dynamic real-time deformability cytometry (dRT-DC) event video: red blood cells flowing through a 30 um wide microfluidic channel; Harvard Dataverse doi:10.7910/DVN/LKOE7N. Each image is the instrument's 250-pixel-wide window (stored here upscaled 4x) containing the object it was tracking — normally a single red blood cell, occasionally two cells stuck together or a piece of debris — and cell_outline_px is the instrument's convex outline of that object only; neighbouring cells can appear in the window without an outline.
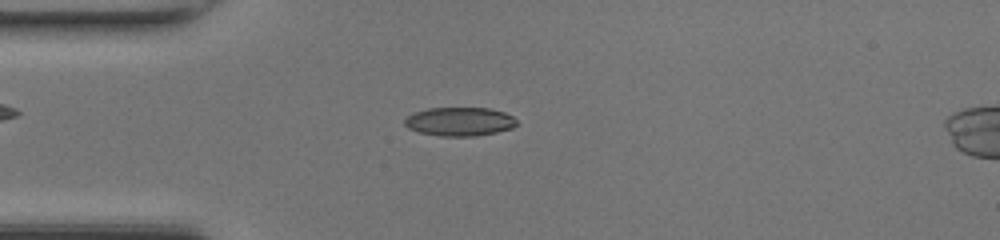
{"species": "common noctule bat (a hibernating species)", "species_latin": "Nyctalus noctula", "temperature_condition": "room temperature", "stored_images_in_passage": 47, "camera_frame_rate_fps": 3000, "um_per_image_px": 0.085, "animal": {"sex": "female", "body_mass_g": 17.0, "forearm_length_mm": 48.0}, "frame": {"image": 1, "passage_image": 12, "time_ms": 3.667, "image_size_px": [1000, 240], "cell_outline_px": [[516, 124], [512, 128], [496, 132], [476, 136], [440, 136], [420, 132], [408, 128], [404, 124], [404, 120], [408, 116], [416, 112], [428, 108], [488, 108], [504, 112], [512, 116], [516, 120]], "centroid_in_image_um": [39.06, 10.33], "position_along_channel_um": 45.9, "area_um2": 18.61}}
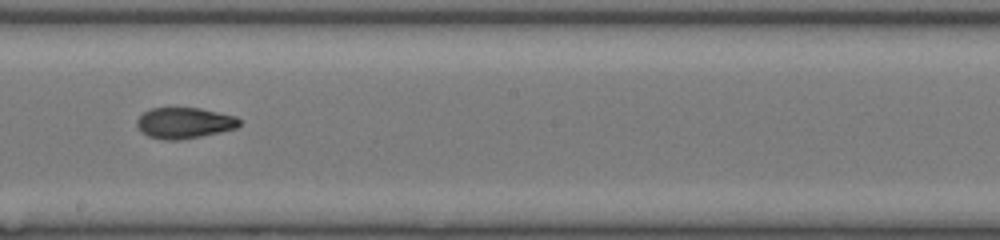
{"frame": {"image": 2, "passage_image": 26, "time_ms": 8.333, "image_size_px": [1000, 240], "cell_outline_px": [[240, 124], [236, 128], [220, 132], [180, 140], [164, 140], [148, 136], [136, 124], [136, 120], [144, 112], [152, 108], [200, 108], [236, 116], [240, 120]], "centroid_in_image_um": [15.68, 10.45], "position_along_channel_um": 232.5, "area_um2": 18.32}}
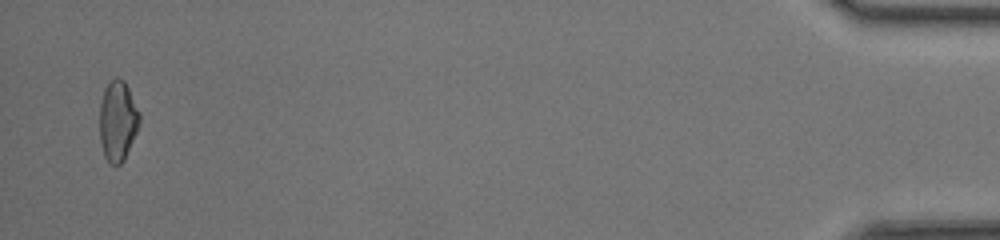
{"frame": {"image": 3, "passage_image": 46, "time_ms": 15.0, "image_size_px": [1000, 240], "cell_outline_px": [[140, 124], [124, 160], [120, 164], [112, 164], [104, 156], [100, 144], [100, 104], [104, 88], [116, 76], [124, 80], [140, 112]], "centroid_in_image_um": [10.01, 10.26], "position_along_channel_um": 425.2, "area_um2": 18.67}, "authors_computed_cell_mechanics": {"area_um2": 18.5538, "velocity_mm_per_s": 4.3242, "shape_relaxation_time_tau1_ms": 10.6211, "shape_relaxation_time_tau2_ms": 2.2378, "deformation_change_tau1": 0.2855, "deformation_change_tau2": 0.0701}}